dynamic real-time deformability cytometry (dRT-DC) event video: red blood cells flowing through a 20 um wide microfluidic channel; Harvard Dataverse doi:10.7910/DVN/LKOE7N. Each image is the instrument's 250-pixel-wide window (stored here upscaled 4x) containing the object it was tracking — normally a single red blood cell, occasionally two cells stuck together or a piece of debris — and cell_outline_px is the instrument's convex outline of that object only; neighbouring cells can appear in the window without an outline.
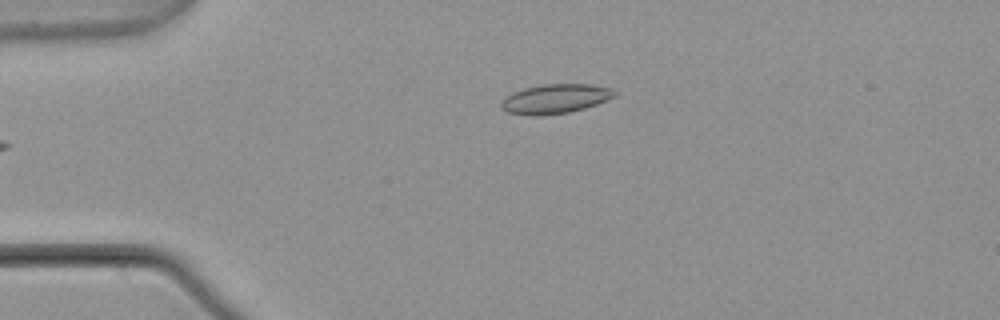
{"species": "common noctule bat (a hibernating species)", "species_latin": "Nyctalus noctula", "temperature_condition": "warm", "stored_images_in_passage": 4, "camera_frame_rate_fps": 3000, "um_per_image_px": 0.085, "animal": {"sex": "male", "body_mass_g": 21.5, "forearm_length_mm": 52.0}, "frame": {"image": 1, "passage_image": 4, "time_ms": 1.0, "image_size_px": [1000, 320], "cell_outline_px": [[616, 96], [596, 104], [584, 108], [568, 112], [540, 116], [532, 116], [508, 112], [500, 108], [500, 104], [504, 96], [512, 92], [524, 88], [544, 84], [592, 84], [612, 88], [616, 92]], "centroid_in_image_um": [47.17, 8.39], "position_along_channel_um": 37.8, "area_um2": 19.54}}